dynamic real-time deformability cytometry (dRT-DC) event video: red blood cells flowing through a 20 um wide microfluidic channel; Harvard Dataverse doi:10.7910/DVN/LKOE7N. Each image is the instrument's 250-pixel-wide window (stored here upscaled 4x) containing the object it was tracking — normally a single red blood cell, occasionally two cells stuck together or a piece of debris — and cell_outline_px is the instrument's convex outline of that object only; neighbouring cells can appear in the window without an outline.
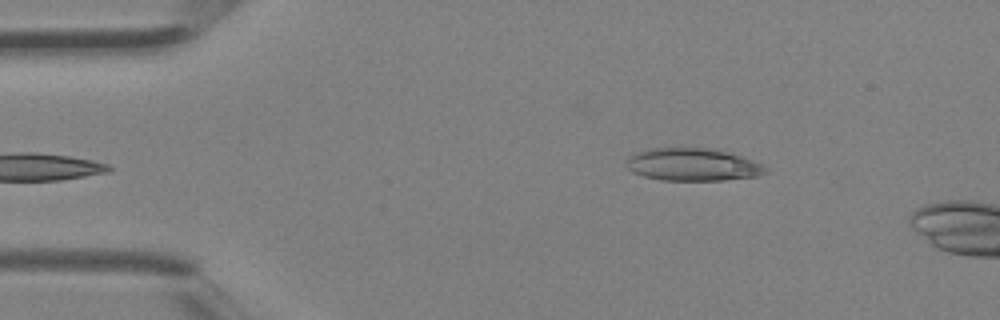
{"species": "Egyptian fruit bat (a non-hibernating species)", "species_latin": "Rousettus aegyptiacus", "temperature_condition": "room temperature", "stored_images_in_passage": 4, "camera_frame_rate_fps": 3000, "um_per_image_px": 0.085, "animal": {"sex": "female"}, "frame": {"image": 1, "passage_image": 4, "time_ms": 1.0, "image_size_px": [1000, 320], "cell_outline_px": [[768, 172], [756, 176], [724, 180], [660, 180], [644, 176], [632, 172], [624, 164], [628, 156], [636, 152], [656, 148], [708, 148], [728, 152], [752, 160], [768, 168]], "centroid_in_image_um": [58.85, 13.99], "position_along_channel_um": 26.2, "area_um2": 26.36}}